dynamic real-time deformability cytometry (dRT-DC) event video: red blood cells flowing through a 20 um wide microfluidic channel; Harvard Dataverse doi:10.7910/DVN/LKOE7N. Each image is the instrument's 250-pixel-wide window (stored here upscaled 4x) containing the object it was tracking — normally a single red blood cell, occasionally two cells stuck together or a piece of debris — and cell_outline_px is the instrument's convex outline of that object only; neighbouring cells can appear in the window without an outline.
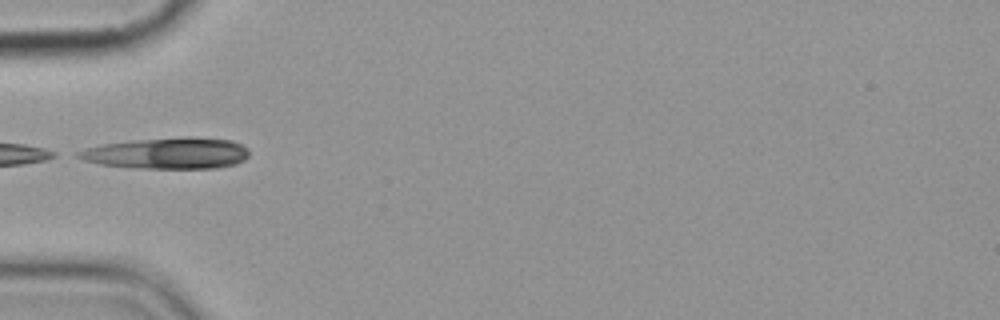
{"species": "common noctule bat (a hibernating species)", "species_latin": "Nyctalus noctula", "temperature_condition": "cold", "stored_images_in_passage": 3, "camera_frame_rate_fps": 3000, "um_per_image_px": 0.085, "animal": {"sex": "female", "body_mass_g": 19.9}, "frame": {"image": 1, "passage_image": 3, "time_ms": 2.333, "image_size_px": [1000, 320], "cell_outline_px": [[248, 156], [244, 160], [236, 164], [216, 168], [140, 168], [100, 164], [84, 160], [76, 156], [76, 152], [84, 148], [104, 144], [132, 140], [188, 136], [232, 140], [248, 148]], "centroid_in_image_um": [14.25, 13.02], "position_along_channel_um": 70.8, "area_um2": 31.15}}